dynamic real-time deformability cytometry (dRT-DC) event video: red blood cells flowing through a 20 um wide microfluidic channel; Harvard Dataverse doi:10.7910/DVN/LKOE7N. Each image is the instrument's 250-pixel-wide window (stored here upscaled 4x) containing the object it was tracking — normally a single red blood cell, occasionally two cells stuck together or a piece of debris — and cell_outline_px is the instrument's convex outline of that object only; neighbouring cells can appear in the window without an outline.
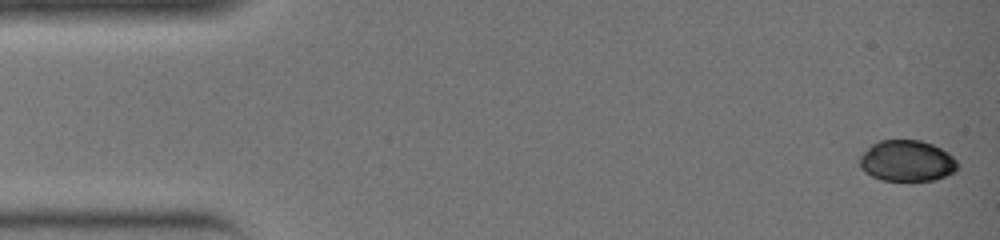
{"species": "common noctule bat (a hibernating species)", "species_latin": "Nyctalus noctula", "temperature_condition": "warm", "stored_images_in_passage": 36, "camera_frame_rate_fps": 3000, "um_per_image_px": 0.085, "animal": {"sex": "female", "body_mass_g": 19.0, "forearm_length_mm": 51.5}, "frame": {"image": 1, "passage_image": 1, "time_ms": 0.0, "image_size_px": [1000, 240], "cell_outline_px": [[956, 172], [936, 180], [880, 180], [864, 172], [860, 168], [860, 156], [872, 144], [880, 140], [920, 140], [932, 144], [948, 152], [956, 160]], "centroid_in_image_um": [77.08, 13.68], "position_along_channel_um": 7.9, "area_um2": 23.41}}
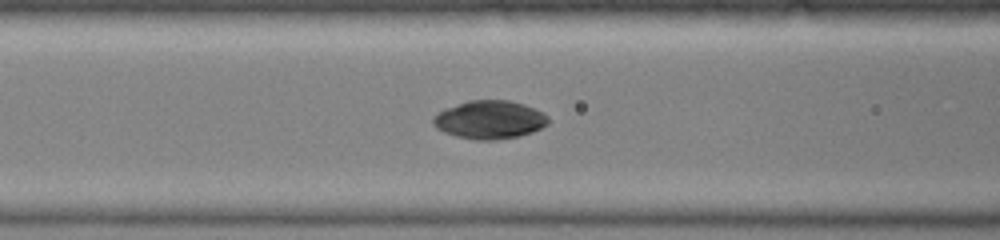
{"frame": {"image": 2, "passage_image": 15, "time_ms": 4.667, "image_size_px": [1000, 240], "cell_outline_px": [[548, 124], [532, 132], [520, 136], [496, 140], [476, 140], [456, 136], [444, 132], [436, 128], [432, 124], [432, 116], [444, 108], [468, 100], [508, 100], [524, 104], [544, 112], [548, 116]], "centroid_in_image_um": [41.59, 10.17], "position_along_channel_um": 125.0, "area_um2": 25.95}}
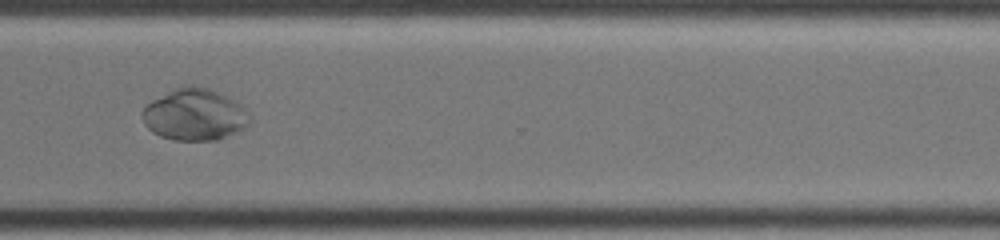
{"frame": {"image": 3, "passage_image": 28, "time_ms": 9.0, "image_size_px": [1000, 240], "cell_outline_px": [[252, 120], [244, 128], [236, 132], [216, 140], [176, 140], [160, 136], [152, 132], [144, 124], [140, 116], [140, 112], [152, 100], [172, 88], [184, 84], [192, 84], [208, 88], [220, 92], [240, 104], [252, 116]], "centroid_in_image_um": [16.53, 9.72], "position_along_channel_um": 354.1, "area_um2": 32.83}}